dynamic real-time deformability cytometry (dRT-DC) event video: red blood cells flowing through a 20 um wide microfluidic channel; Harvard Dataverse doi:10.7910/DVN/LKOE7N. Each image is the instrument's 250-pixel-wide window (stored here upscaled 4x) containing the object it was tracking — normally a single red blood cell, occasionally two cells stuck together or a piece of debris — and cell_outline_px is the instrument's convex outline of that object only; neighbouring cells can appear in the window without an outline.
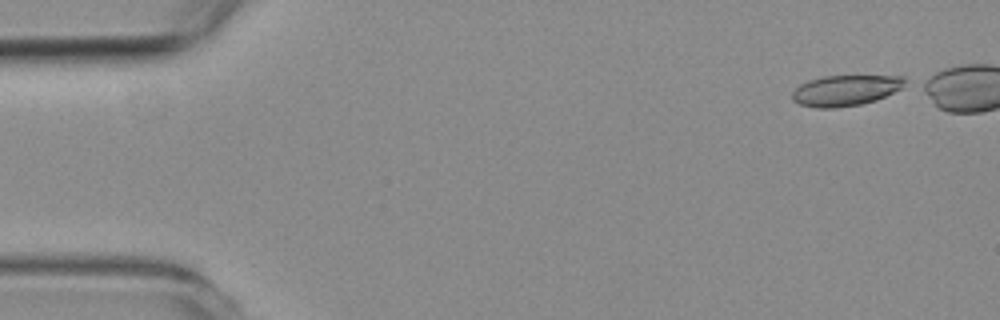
{"species": "common noctule bat (a hibernating species)", "species_latin": "Nyctalus noctula", "temperature_condition": "room temperature", "stored_images_in_passage": 7, "camera_frame_rate_fps": 3000, "um_per_image_px": 0.085, "animal": {"sex": "female", "body_mass_g": 19.3, "forearm_length_mm": 54.1}, "frame": {"image": 1, "passage_image": 1, "time_ms": 0.0, "image_size_px": [1000, 320], "cell_outline_px": [[908, 84], [876, 100], [860, 104], [836, 108], [816, 108], [800, 104], [792, 100], [792, 92], [800, 84], [808, 80], [824, 76], [904, 76]], "centroid_in_image_um": [71.85, 7.68], "position_along_channel_um": 13.1, "area_um2": 20.11}}